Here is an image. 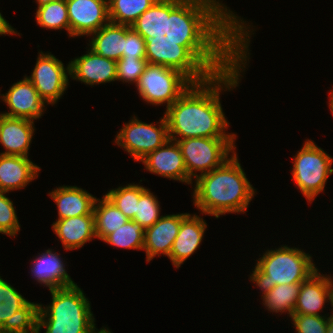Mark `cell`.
<instances>
[{
	"mask_svg": "<svg viewBox=\"0 0 333 333\" xmlns=\"http://www.w3.org/2000/svg\"><path fill=\"white\" fill-rule=\"evenodd\" d=\"M239 36L225 22L199 18L149 61L136 85L140 97L167 109Z\"/></svg>",
	"mask_w": 333,
	"mask_h": 333,
	"instance_id": "1",
	"label": "cell"
},
{
	"mask_svg": "<svg viewBox=\"0 0 333 333\" xmlns=\"http://www.w3.org/2000/svg\"><path fill=\"white\" fill-rule=\"evenodd\" d=\"M249 37L250 35H240L166 109L164 115L168 124L169 139L236 137L233 133L225 132L229 124L220 103V92L223 88L224 91H230L238 86L241 70L247 64V54H250Z\"/></svg>",
	"mask_w": 333,
	"mask_h": 333,
	"instance_id": "2",
	"label": "cell"
},
{
	"mask_svg": "<svg viewBox=\"0 0 333 333\" xmlns=\"http://www.w3.org/2000/svg\"><path fill=\"white\" fill-rule=\"evenodd\" d=\"M219 1L108 0V14L110 22L130 27H191L199 18H212L249 35L246 22Z\"/></svg>",
	"mask_w": 333,
	"mask_h": 333,
	"instance_id": "3",
	"label": "cell"
},
{
	"mask_svg": "<svg viewBox=\"0 0 333 333\" xmlns=\"http://www.w3.org/2000/svg\"><path fill=\"white\" fill-rule=\"evenodd\" d=\"M230 156L221 166L195 179L193 204L203 214L219 218L226 213H246L256 193L236 152Z\"/></svg>",
	"mask_w": 333,
	"mask_h": 333,
	"instance_id": "4",
	"label": "cell"
},
{
	"mask_svg": "<svg viewBox=\"0 0 333 333\" xmlns=\"http://www.w3.org/2000/svg\"><path fill=\"white\" fill-rule=\"evenodd\" d=\"M52 303L47 307L39 304L37 333H93L95 318L89 300L77 284L50 290Z\"/></svg>",
	"mask_w": 333,
	"mask_h": 333,
	"instance_id": "5",
	"label": "cell"
},
{
	"mask_svg": "<svg viewBox=\"0 0 333 333\" xmlns=\"http://www.w3.org/2000/svg\"><path fill=\"white\" fill-rule=\"evenodd\" d=\"M312 256L298 248L282 246L267 250L257 260L250 280L256 283L264 297L278 284L302 283L318 269L312 262Z\"/></svg>",
	"mask_w": 333,
	"mask_h": 333,
	"instance_id": "6",
	"label": "cell"
},
{
	"mask_svg": "<svg viewBox=\"0 0 333 333\" xmlns=\"http://www.w3.org/2000/svg\"><path fill=\"white\" fill-rule=\"evenodd\" d=\"M333 158L312 140H306L294 157L292 175L297 188L308 202L324 191L328 177L333 173Z\"/></svg>",
	"mask_w": 333,
	"mask_h": 333,
	"instance_id": "7",
	"label": "cell"
},
{
	"mask_svg": "<svg viewBox=\"0 0 333 333\" xmlns=\"http://www.w3.org/2000/svg\"><path fill=\"white\" fill-rule=\"evenodd\" d=\"M235 138L195 137L177 141L187 170V184L221 166L235 151ZM200 171L201 174H196ZM196 172V173H194Z\"/></svg>",
	"mask_w": 333,
	"mask_h": 333,
	"instance_id": "8",
	"label": "cell"
},
{
	"mask_svg": "<svg viewBox=\"0 0 333 333\" xmlns=\"http://www.w3.org/2000/svg\"><path fill=\"white\" fill-rule=\"evenodd\" d=\"M159 121L157 128L154 123L147 124L133 116L128 123L124 124L114 141L118 146L123 147L135 161H140L169 139L165 115Z\"/></svg>",
	"mask_w": 333,
	"mask_h": 333,
	"instance_id": "9",
	"label": "cell"
},
{
	"mask_svg": "<svg viewBox=\"0 0 333 333\" xmlns=\"http://www.w3.org/2000/svg\"><path fill=\"white\" fill-rule=\"evenodd\" d=\"M190 27H130L125 25V46L122 57L154 58L172 40Z\"/></svg>",
	"mask_w": 333,
	"mask_h": 333,
	"instance_id": "10",
	"label": "cell"
},
{
	"mask_svg": "<svg viewBox=\"0 0 333 333\" xmlns=\"http://www.w3.org/2000/svg\"><path fill=\"white\" fill-rule=\"evenodd\" d=\"M69 73V64L65 68L62 61L54 55L41 51L31 76L27 78L33 83L40 97L46 103L54 105L69 85Z\"/></svg>",
	"mask_w": 333,
	"mask_h": 333,
	"instance_id": "11",
	"label": "cell"
},
{
	"mask_svg": "<svg viewBox=\"0 0 333 333\" xmlns=\"http://www.w3.org/2000/svg\"><path fill=\"white\" fill-rule=\"evenodd\" d=\"M70 37L91 35L109 20L108 0H66Z\"/></svg>",
	"mask_w": 333,
	"mask_h": 333,
	"instance_id": "12",
	"label": "cell"
},
{
	"mask_svg": "<svg viewBox=\"0 0 333 333\" xmlns=\"http://www.w3.org/2000/svg\"><path fill=\"white\" fill-rule=\"evenodd\" d=\"M0 96L10 109L9 112L1 113L4 116L34 121L41 118L44 113L46 102L27 76L14 83L5 95L0 94Z\"/></svg>",
	"mask_w": 333,
	"mask_h": 333,
	"instance_id": "13",
	"label": "cell"
},
{
	"mask_svg": "<svg viewBox=\"0 0 333 333\" xmlns=\"http://www.w3.org/2000/svg\"><path fill=\"white\" fill-rule=\"evenodd\" d=\"M142 163L153 174L187 184V170L177 141L168 139L155 151L148 153Z\"/></svg>",
	"mask_w": 333,
	"mask_h": 333,
	"instance_id": "14",
	"label": "cell"
},
{
	"mask_svg": "<svg viewBox=\"0 0 333 333\" xmlns=\"http://www.w3.org/2000/svg\"><path fill=\"white\" fill-rule=\"evenodd\" d=\"M69 76L87 85L117 80L116 61L94 53L91 49L69 62Z\"/></svg>",
	"mask_w": 333,
	"mask_h": 333,
	"instance_id": "15",
	"label": "cell"
},
{
	"mask_svg": "<svg viewBox=\"0 0 333 333\" xmlns=\"http://www.w3.org/2000/svg\"><path fill=\"white\" fill-rule=\"evenodd\" d=\"M189 213L162 216L156 223L145 229L144 248L147 262L156 255L169 257L174 240L176 239L181 221Z\"/></svg>",
	"mask_w": 333,
	"mask_h": 333,
	"instance_id": "16",
	"label": "cell"
},
{
	"mask_svg": "<svg viewBox=\"0 0 333 333\" xmlns=\"http://www.w3.org/2000/svg\"><path fill=\"white\" fill-rule=\"evenodd\" d=\"M333 279L317 270L301 283L293 315H318L323 305L331 300ZM329 300V301H328Z\"/></svg>",
	"mask_w": 333,
	"mask_h": 333,
	"instance_id": "17",
	"label": "cell"
},
{
	"mask_svg": "<svg viewBox=\"0 0 333 333\" xmlns=\"http://www.w3.org/2000/svg\"><path fill=\"white\" fill-rule=\"evenodd\" d=\"M34 121L0 114V144L6 149L3 155L28 157L34 134Z\"/></svg>",
	"mask_w": 333,
	"mask_h": 333,
	"instance_id": "18",
	"label": "cell"
},
{
	"mask_svg": "<svg viewBox=\"0 0 333 333\" xmlns=\"http://www.w3.org/2000/svg\"><path fill=\"white\" fill-rule=\"evenodd\" d=\"M207 228L205 220L198 215L188 214L182 221L173 242L169 259L179 268L199 248Z\"/></svg>",
	"mask_w": 333,
	"mask_h": 333,
	"instance_id": "19",
	"label": "cell"
},
{
	"mask_svg": "<svg viewBox=\"0 0 333 333\" xmlns=\"http://www.w3.org/2000/svg\"><path fill=\"white\" fill-rule=\"evenodd\" d=\"M40 169L28 157L0 154V191L9 193L26 187Z\"/></svg>",
	"mask_w": 333,
	"mask_h": 333,
	"instance_id": "20",
	"label": "cell"
},
{
	"mask_svg": "<svg viewBox=\"0 0 333 333\" xmlns=\"http://www.w3.org/2000/svg\"><path fill=\"white\" fill-rule=\"evenodd\" d=\"M53 231L62 241L65 250L81 248L86 242L96 238L94 213L57 220L52 224Z\"/></svg>",
	"mask_w": 333,
	"mask_h": 333,
	"instance_id": "21",
	"label": "cell"
},
{
	"mask_svg": "<svg viewBox=\"0 0 333 333\" xmlns=\"http://www.w3.org/2000/svg\"><path fill=\"white\" fill-rule=\"evenodd\" d=\"M32 275L38 283L44 284L49 290L69 287L76 283L68 275L65 264L58 253L48 249L39 254L33 261Z\"/></svg>",
	"mask_w": 333,
	"mask_h": 333,
	"instance_id": "22",
	"label": "cell"
},
{
	"mask_svg": "<svg viewBox=\"0 0 333 333\" xmlns=\"http://www.w3.org/2000/svg\"><path fill=\"white\" fill-rule=\"evenodd\" d=\"M58 207V219L88 215L93 212L96 197L77 186H61L49 193Z\"/></svg>",
	"mask_w": 333,
	"mask_h": 333,
	"instance_id": "23",
	"label": "cell"
},
{
	"mask_svg": "<svg viewBox=\"0 0 333 333\" xmlns=\"http://www.w3.org/2000/svg\"><path fill=\"white\" fill-rule=\"evenodd\" d=\"M93 35L90 49L105 58L118 61L125 46V25L108 22Z\"/></svg>",
	"mask_w": 333,
	"mask_h": 333,
	"instance_id": "24",
	"label": "cell"
},
{
	"mask_svg": "<svg viewBox=\"0 0 333 333\" xmlns=\"http://www.w3.org/2000/svg\"><path fill=\"white\" fill-rule=\"evenodd\" d=\"M93 213L95 235L102 241L130 220L105 195L96 199Z\"/></svg>",
	"mask_w": 333,
	"mask_h": 333,
	"instance_id": "25",
	"label": "cell"
},
{
	"mask_svg": "<svg viewBox=\"0 0 333 333\" xmlns=\"http://www.w3.org/2000/svg\"><path fill=\"white\" fill-rule=\"evenodd\" d=\"M301 283L278 284L263 298V304L270 312L293 315Z\"/></svg>",
	"mask_w": 333,
	"mask_h": 333,
	"instance_id": "26",
	"label": "cell"
},
{
	"mask_svg": "<svg viewBox=\"0 0 333 333\" xmlns=\"http://www.w3.org/2000/svg\"><path fill=\"white\" fill-rule=\"evenodd\" d=\"M36 21L40 27L48 29H66L70 37V25L66 0L38 5L36 11Z\"/></svg>",
	"mask_w": 333,
	"mask_h": 333,
	"instance_id": "27",
	"label": "cell"
},
{
	"mask_svg": "<svg viewBox=\"0 0 333 333\" xmlns=\"http://www.w3.org/2000/svg\"><path fill=\"white\" fill-rule=\"evenodd\" d=\"M144 233L145 229L142 225L133 220H128L103 241L120 248L143 250Z\"/></svg>",
	"mask_w": 333,
	"mask_h": 333,
	"instance_id": "28",
	"label": "cell"
},
{
	"mask_svg": "<svg viewBox=\"0 0 333 333\" xmlns=\"http://www.w3.org/2000/svg\"><path fill=\"white\" fill-rule=\"evenodd\" d=\"M39 304L28 302L0 327L1 333H37Z\"/></svg>",
	"mask_w": 333,
	"mask_h": 333,
	"instance_id": "29",
	"label": "cell"
},
{
	"mask_svg": "<svg viewBox=\"0 0 333 333\" xmlns=\"http://www.w3.org/2000/svg\"><path fill=\"white\" fill-rule=\"evenodd\" d=\"M105 196L130 220L137 213V202L141 196V185L128 184L111 189Z\"/></svg>",
	"mask_w": 333,
	"mask_h": 333,
	"instance_id": "30",
	"label": "cell"
},
{
	"mask_svg": "<svg viewBox=\"0 0 333 333\" xmlns=\"http://www.w3.org/2000/svg\"><path fill=\"white\" fill-rule=\"evenodd\" d=\"M159 209L161 208L157 197L149 189L141 186V196L137 202V213L132 220L146 229L162 217Z\"/></svg>",
	"mask_w": 333,
	"mask_h": 333,
	"instance_id": "31",
	"label": "cell"
},
{
	"mask_svg": "<svg viewBox=\"0 0 333 333\" xmlns=\"http://www.w3.org/2000/svg\"><path fill=\"white\" fill-rule=\"evenodd\" d=\"M28 302V300L0 276V327Z\"/></svg>",
	"mask_w": 333,
	"mask_h": 333,
	"instance_id": "32",
	"label": "cell"
},
{
	"mask_svg": "<svg viewBox=\"0 0 333 333\" xmlns=\"http://www.w3.org/2000/svg\"><path fill=\"white\" fill-rule=\"evenodd\" d=\"M152 59L122 57L116 61L117 80L137 85L145 67Z\"/></svg>",
	"mask_w": 333,
	"mask_h": 333,
	"instance_id": "33",
	"label": "cell"
},
{
	"mask_svg": "<svg viewBox=\"0 0 333 333\" xmlns=\"http://www.w3.org/2000/svg\"><path fill=\"white\" fill-rule=\"evenodd\" d=\"M0 191V233L14 237L20 231V224L13 202Z\"/></svg>",
	"mask_w": 333,
	"mask_h": 333,
	"instance_id": "34",
	"label": "cell"
},
{
	"mask_svg": "<svg viewBox=\"0 0 333 333\" xmlns=\"http://www.w3.org/2000/svg\"><path fill=\"white\" fill-rule=\"evenodd\" d=\"M297 333H326L329 317L318 315H291Z\"/></svg>",
	"mask_w": 333,
	"mask_h": 333,
	"instance_id": "35",
	"label": "cell"
},
{
	"mask_svg": "<svg viewBox=\"0 0 333 333\" xmlns=\"http://www.w3.org/2000/svg\"><path fill=\"white\" fill-rule=\"evenodd\" d=\"M5 34H18L17 31L14 30V28L9 25V23L3 18L2 14L0 13V35Z\"/></svg>",
	"mask_w": 333,
	"mask_h": 333,
	"instance_id": "36",
	"label": "cell"
},
{
	"mask_svg": "<svg viewBox=\"0 0 333 333\" xmlns=\"http://www.w3.org/2000/svg\"><path fill=\"white\" fill-rule=\"evenodd\" d=\"M326 333H333V319L329 317Z\"/></svg>",
	"mask_w": 333,
	"mask_h": 333,
	"instance_id": "37",
	"label": "cell"
},
{
	"mask_svg": "<svg viewBox=\"0 0 333 333\" xmlns=\"http://www.w3.org/2000/svg\"><path fill=\"white\" fill-rule=\"evenodd\" d=\"M330 100H329V107H330V111H331V113H332V115H333V89H332V91H331V93H330Z\"/></svg>",
	"mask_w": 333,
	"mask_h": 333,
	"instance_id": "38",
	"label": "cell"
},
{
	"mask_svg": "<svg viewBox=\"0 0 333 333\" xmlns=\"http://www.w3.org/2000/svg\"><path fill=\"white\" fill-rule=\"evenodd\" d=\"M93 333H111L110 330L107 328L105 329L104 327L100 330H95Z\"/></svg>",
	"mask_w": 333,
	"mask_h": 333,
	"instance_id": "39",
	"label": "cell"
},
{
	"mask_svg": "<svg viewBox=\"0 0 333 333\" xmlns=\"http://www.w3.org/2000/svg\"><path fill=\"white\" fill-rule=\"evenodd\" d=\"M54 1H57V0H36L38 5H42L44 3H49V2H54Z\"/></svg>",
	"mask_w": 333,
	"mask_h": 333,
	"instance_id": "40",
	"label": "cell"
},
{
	"mask_svg": "<svg viewBox=\"0 0 333 333\" xmlns=\"http://www.w3.org/2000/svg\"><path fill=\"white\" fill-rule=\"evenodd\" d=\"M329 303H331V307H333V292H332V295H331V300H330V302ZM332 312H333V308H332ZM331 319H333V313L332 314H330V316H329Z\"/></svg>",
	"mask_w": 333,
	"mask_h": 333,
	"instance_id": "41",
	"label": "cell"
}]
</instances>
